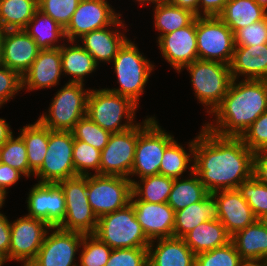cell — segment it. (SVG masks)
Here are the masks:
<instances>
[{"label": "cell", "instance_id": "1", "mask_svg": "<svg viewBox=\"0 0 267 266\" xmlns=\"http://www.w3.org/2000/svg\"><path fill=\"white\" fill-rule=\"evenodd\" d=\"M254 152L240 137H224L204 126L195 137L194 173L209 193L238 189L252 177Z\"/></svg>", "mask_w": 267, "mask_h": 266}, {"label": "cell", "instance_id": "2", "mask_svg": "<svg viewBox=\"0 0 267 266\" xmlns=\"http://www.w3.org/2000/svg\"><path fill=\"white\" fill-rule=\"evenodd\" d=\"M233 79L221 104L213 111L212 123L203 126L224 137H241L267 111V80ZM215 119V120H214Z\"/></svg>", "mask_w": 267, "mask_h": 266}, {"label": "cell", "instance_id": "3", "mask_svg": "<svg viewBox=\"0 0 267 266\" xmlns=\"http://www.w3.org/2000/svg\"><path fill=\"white\" fill-rule=\"evenodd\" d=\"M139 106L131 99L111 92L107 88H90L86 116L101 128L111 133H119L138 124L135 112Z\"/></svg>", "mask_w": 267, "mask_h": 266}, {"label": "cell", "instance_id": "4", "mask_svg": "<svg viewBox=\"0 0 267 266\" xmlns=\"http://www.w3.org/2000/svg\"><path fill=\"white\" fill-rule=\"evenodd\" d=\"M112 62L119 87L107 89L138 105L155 65L140 53L139 47L130 39L118 50Z\"/></svg>", "mask_w": 267, "mask_h": 266}, {"label": "cell", "instance_id": "5", "mask_svg": "<svg viewBox=\"0 0 267 266\" xmlns=\"http://www.w3.org/2000/svg\"><path fill=\"white\" fill-rule=\"evenodd\" d=\"M191 77V84L198 102L205 106L207 114L221 104L233 81L230 66L217 61L195 60L183 67ZM210 113V114H209Z\"/></svg>", "mask_w": 267, "mask_h": 266}, {"label": "cell", "instance_id": "6", "mask_svg": "<svg viewBox=\"0 0 267 266\" xmlns=\"http://www.w3.org/2000/svg\"><path fill=\"white\" fill-rule=\"evenodd\" d=\"M146 117L138 123V139L130 180L134 176L141 179L159 174L165 148L174 140V135L162 129L154 116Z\"/></svg>", "mask_w": 267, "mask_h": 266}, {"label": "cell", "instance_id": "7", "mask_svg": "<svg viewBox=\"0 0 267 266\" xmlns=\"http://www.w3.org/2000/svg\"><path fill=\"white\" fill-rule=\"evenodd\" d=\"M89 93L90 89H85L82 83H65L52 98L48 113L37 120L50 130L71 131L86 116Z\"/></svg>", "mask_w": 267, "mask_h": 266}, {"label": "cell", "instance_id": "8", "mask_svg": "<svg viewBox=\"0 0 267 266\" xmlns=\"http://www.w3.org/2000/svg\"><path fill=\"white\" fill-rule=\"evenodd\" d=\"M94 235L112 249L148 248L151 242L137 221L131 203L99 217Z\"/></svg>", "mask_w": 267, "mask_h": 266}, {"label": "cell", "instance_id": "9", "mask_svg": "<svg viewBox=\"0 0 267 266\" xmlns=\"http://www.w3.org/2000/svg\"><path fill=\"white\" fill-rule=\"evenodd\" d=\"M198 59L229 65L233 59L234 33L218 17H196Z\"/></svg>", "mask_w": 267, "mask_h": 266}, {"label": "cell", "instance_id": "10", "mask_svg": "<svg viewBox=\"0 0 267 266\" xmlns=\"http://www.w3.org/2000/svg\"><path fill=\"white\" fill-rule=\"evenodd\" d=\"M66 200V215L58 226L66 231L94 234L98 217L93 212L87 197V176L77 175L58 182Z\"/></svg>", "mask_w": 267, "mask_h": 266}, {"label": "cell", "instance_id": "11", "mask_svg": "<svg viewBox=\"0 0 267 266\" xmlns=\"http://www.w3.org/2000/svg\"><path fill=\"white\" fill-rule=\"evenodd\" d=\"M131 195L132 182L127 177L99 174L87 176L88 202L98 218L126 207Z\"/></svg>", "mask_w": 267, "mask_h": 266}, {"label": "cell", "instance_id": "12", "mask_svg": "<svg viewBox=\"0 0 267 266\" xmlns=\"http://www.w3.org/2000/svg\"><path fill=\"white\" fill-rule=\"evenodd\" d=\"M74 137L71 131L50 130L48 148L41 168L34 174L38 182L58 183L77 176L73 164Z\"/></svg>", "mask_w": 267, "mask_h": 266}, {"label": "cell", "instance_id": "13", "mask_svg": "<svg viewBox=\"0 0 267 266\" xmlns=\"http://www.w3.org/2000/svg\"><path fill=\"white\" fill-rule=\"evenodd\" d=\"M50 228L44 220L27 215L10 222L8 261L28 266L36 258Z\"/></svg>", "mask_w": 267, "mask_h": 266}, {"label": "cell", "instance_id": "14", "mask_svg": "<svg viewBox=\"0 0 267 266\" xmlns=\"http://www.w3.org/2000/svg\"><path fill=\"white\" fill-rule=\"evenodd\" d=\"M83 235L80 232L51 227L36 258L28 266H78L75 256L80 250Z\"/></svg>", "mask_w": 267, "mask_h": 266}, {"label": "cell", "instance_id": "15", "mask_svg": "<svg viewBox=\"0 0 267 266\" xmlns=\"http://www.w3.org/2000/svg\"><path fill=\"white\" fill-rule=\"evenodd\" d=\"M138 124L130 129L112 133L107 145L101 151L100 175L130 177L136 144Z\"/></svg>", "mask_w": 267, "mask_h": 266}, {"label": "cell", "instance_id": "16", "mask_svg": "<svg viewBox=\"0 0 267 266\" xmlns=\"http://www.w3.org/2000/svg\"><path fill=\"white\" fill-rule=\"evenodd\" d=\"M120 16L107 0H81L64 29L66 41H77L93 30L111 26Z\"/></svg>", "mask_w": 267, "mask_h": 266}, {"label": "cell", "instance_id": "17", "mask_svg": "<svg viewBox=\"0 0 267 266\" xmlns=\"http://www.w3.org/2000/svg\"><path fill=\"white\" fill-rule=\"evenodd\" d=\"M26 201L27 216L44 220L50 227H58L63 222L66 200L58 183H36Z\"/></svg>", "mask_w": 267, "mask_h": 266}, {"label": "cell", "instance_id": "18", "mask_svg": "<svg viewBox=\"0 0 267 266\" xmlns=\"http://www.w3.org/2000/svg\"><path fill=\"white\" fill-rule=\"evenodd\" d=\"M157 39L160 54L177 73L186 65L198 60L196 18L188 26Z\"/></svg>", "mask_w": 267, "mask_h": 266}, {"label": "cell", "instance_id": "19", "mask_svg": "<svg viewBox=\"0 0 267 266\" xmlns=\"http://www.w3.org/2000/svg\"><path fill=\"white\" fill-rule=\"evenodd\" d=\"M130 203L146 237L152 241L173 237L175 211L168 203H147L133 194Z\"/></svg>", "mask_w": 267, "mask_h": 266}, {"label": "cell", "instance_id": "20", "mask_svg": "<svg viewBox=\"0 0 267 266\" xmlns=\"http://www.w3.org/2000/svg\"><path fill=\"white\" fill-rule=\"evenodd\" d=\"M123 21L124 20H122L120 16L111 26L93 30L92 32L83 35L79 38L80 40L77 41H81V46L92 55L98 65L101 62L106 64L107 62L109 64L112 63L118 50L129 39L125 35V32L119 30L122 27L125 31V28L127 27L124 24L125 21Z\"/></svg>", "mask_w": 267, "mask_h": 266}, {"label": "cell", "instance_id": "21", "mask_svg": "<svg viewBox=\"0 0 267 266\" xmlns=\"http://www.w3.org/2000/svg\"><path fill=\"white\" fill-rule=\"evenodd\" d=\"M40 50L34 39L24 29L4 30L3 66L23 76L35 61Z\"/></svg>", "mask_w": 267, "mask_h": 266}, {"label": "cell", "instance_id": "22", "mask_svg": "<svg viewBox=\"0 0 267 266\" xmlns=\"http://www.w3.org/2000/svg\"><path fill=\"white\" fill-rule=\"evenodd\" d=\"M63 77L59 48L40 50L35 61L22 76V89L35 91L59 85Z\"/></svg>", "mask_w": 267, "mask_h": 266}, {"label": "cell", "instance_id": "23", "mask_svg": "<svg viewBox=\"0 0 267 266\" xmlns=\"http://www.w3.org/2000/svg\"><path fill=\"white\" fill-rule=\"evenodd\" d=\"M218 203L219 221L230 236L253 224L257 218L238 189L211 193Z\"/></svg>", "mask_w": 267, "mask_h": 266}, {"label": "cell", "instance_id": "24", "mask_svg": "<svg viewBox=\"0 0 267 266\" xmlns=\"http://www.w3.org/2000/svg\"><path fill=\"white\" fill-rule=\"evenodd\" d=\"M147 251L148 266H195L196 263V254L182 238L152 240Z\"/></svg>", "mask_w": 267, "mask_h": 266}, {"label": "cell", "instance_id": "25", "mask_svg": "<svg viewBox=\"0 0 267 266\" xmlns=\"http://www.w3.org/2000/svg\"><path fill=\"white\" fill-rule=\"evenodd\" d=\"M233 79L267 80V43L235 46L230 64Z\"/></svg>", "mask_w": 267, "mask_h": 266}, {"label": "cell", "instance_id": "26", "mask_svg": "<svg viewBox=\"0 0 267 266\" xmlns=\"http://www.w3.org/2000/svg\"><path fill=\"white\" fill-rule=\"evenodd\" d=\"M208 220H219L218 203L211 193L203 200L175 212L173 237L182 238L197 225Z\"/></svg>", "mask_w": 267, "mask_h": 266}, {"label": "cell", "instance_id": "27", "mask_svg": "<svg viewBox=\"0 0 267 266\" xmlns=\"http://www.w3.org/2000/svg\"><path fill=\"white\" fill-rule=\"evenodd\" d=\"M66 43L64 42L59 48L63 75L71 76L68 82L85 84L83 82L86 75L88 77L95 72L98 64L77 41H66Z\"/></svg>", "mask_w": 267, "mask_h": 266}, {"label": "cell", "instance_id": "28", "mask_svg": "<svg viewBox=\"0 0 267 266\" xmlns=\"http://www.w3.org/2000/svg\"><path fill=\"white\" fill-rule=\"evenodd\" d=\"M182 239L195 254L213 250L231 242V236L219 220H208L197 225Z\"/></svg>", "mask_w": 267, "mask_h": 266}, {"label": "cell", "instance_id": "29", "mask_svg": "<svg viewBox=\"0 0 267 266\" xmlns=\"http://www.w3.org/2000/svg\"><path fill=\"white\" fill-rule=\"evenodd\" d=\"M242 260H267V226L259 219L231 236Z\"/></svg>", "mask_w": 267, "mask_h": 266}, {"label": "cell", "instance_id": "30", "mask_svg": "<svg viewBox=\"0 0 267 266\" xmlns=\"http://www.w3.org/2000/svg\"><path fill=\"white\" fill-rule=\"evenodd\" d=\"M24 30L41 50L60 48L66 42L64 28L39 9Z\"/></svg>", "mask_w": 267, "mask_h": 266}, {"label": "cell", "instance_id": "31", "mask_svg": "<svg viewBox=\"0 0 267 266\" xmlns=\"http://www.w3.org/2000/svg\"><path fill=\"white\" fill-rule=\"evenodd\" d=\"M267 16V11L255 0H229L218 17L232 30L244 28Z\"/></svg>", "mask_w": 267, "mask_h": 266}, {"label": "cell", "instance_id": "32", "mask_svg": "<svg viewBox=\"0 0 267 266\" xmlns=\"http://www.w3.org/2000/svg\"><path fill=\"white\" fill-rule=\"evenodd\" d=\"M194 146L195 139L188 143V150L175 139L165 148L161 159L159 174L173 178H183L187 169L194 172ZM192 157V158H191ZM183 176V177H181Z\"/></svg>", "mask_w": 267, "mask_h": 266}, {"label": "cell", "instance_id": "33", "mask_svg": "<svg viewBox=\"0 0 267 266\" xmlns=\"http://www.w3.org/2000/svg\"><path fill=\"white\" fill-rule=\"evenodd\" d=\"M19 135L26 145L29 168L35 174L45 159L49 142V128L36 120L34 124L22 127Z\"/></svg>", "mask_w": 267, "mask_h": 266}, {"label": "cell", "instance_id": "34", "mask_svg": "<svg viewBox=\"0 0 267 266\" xmlns=\"http://www.w3.org/2000/svg\"><path fill=\"white\" fill-rule=\"evenodd\" d=\"M154 6V27L159 36L188 26L197 16L189 10L172 5L166 0H157Z\"/></svg>", "mask_w": 267, "mask_h": 266}, {"label": "cell", "instance_id": "35", "mask_svg": "<svg viewBox=\"0 0 267 266\" xmlns=\"http://www.w3.org/2000/svg\"><path fill=\"white\" fill-rule=\"evenodd\" d=\"M188 176L185 179H174L167 203L175 212L203 200L209 194L194 172L189 173Z\"/></svg>", "mask_w": 267, "mask_h": 266}, {"label": "cell", "instance_id": "36", "mask_svg": "<svg viewBox=\"0 0 267 266\" xmlns=\"http://www.w3.org/2000/svg\"><path fill=\"white\" fill-rule=\"evenodd\" d=\"M38 9V0H0V28L24 29Z\"/></svg>", "mask_w": 267, "mask_h": 266}, {"label": "cell", "instance_id": "37", "mask_svg": "<svg viewBox=\"0 0 267 266\" xmlns=\"http://www.w3.org/2000/svg\"><path fill=\"white\" fill-rule=\"evenodd\" d=\"M139 181H135V178L131 179L132 194L138 200L147 203H167L174 182L173 178L157 174L141 178Z\"/></svg>", "mask_w": 267, "mask_h": 266}, {"label": "cell", "instance_id": "38", "mask_svg": "<svg viewBox=\"0 0 267 266\" xmlns=\"http://www.w3.org/2000/svg\"><path fill=\"white\" fill-rule=\"evenodd\" d=\"M0 162L22 172L25 177L34 176L30 170L26 145L20 135L14 134L0 147Z\"/></svg>", "mask_w": 267, "mask_h": 266}, {"label": "cell", "instance_id": "39", "mask_svg": "<svg viewBox=\"0 0 267 266\" xmlns=\"http://www.w3.org/2000/svg\"><path fill=\"white\" fill-rule=\"evenodd\" d=\"M80 249L78 266H105L112 252V248L94 234L83 235Z\"/></svg>", "mask_w": 267, "mask_h": 266}, {"label": "cell", "instance_id": "40", "mask_svg": "<svg viewBox=\"0 0 267 266\" xmlns=\"http://www.w3.org/2000/svg\"><path fill=\"white\" fill-rule=\"evenodd\" d=\"M101 151L81 140L74 139L73 164L76 175H100Z\"/></svg>", "mask_w": 267, "mask_h": 266}, {"label": "cell", "instance_id": "41", "mask_svg": "<svg viewBox=\"0 0 267 266\" xmlns=\"http://www.w3.org/2000/svg\"><path fill=\"white\" fill-rule=\"evenodd\" d=\"M74 139L86 142L102 151L107 145L111 132L101 128L89 117L81 118L71 130Z\"/></svg>", "mask_w": 267, "mask_h": 266}, {"label": "cell", "instance_id": "42", "mask_svg": "<svg viewBox=\"0 0 267 266\" xmlns=\"http://www.w3.org/2000/svg\"><path fill=\"white\" fill-rule=\"evenodd\" d=\"M241 261L234 244L229 242L225 246L196 254L195 266H239Z\"/></svg>", "mask_w": 267, "mask_h": 266}, {"label": "cell", "instance_id": "43", "mask_svg": "<svg viewBox=\"0 0 267 266\" xmlns=\"http://www.w3.org/2000/svg\"><path fill=\"white\" fill-rule=\"evenodd\" d=\"M238 190L242 197L251 207L253 214L259 219L267 212V184L260 183L251 177L247 181L242 182Z\"/></svg>", "mask_w": 267, "mask_h": 266}, {"label": "cell", "instance_id": "44", "mask_svg": "<svg viewBox=\"0 0 267 266\" xmlns=\"http://www.w3.org/2000/svg\"><path fill=\"white\" fill-rule=\"evenodd\" d=\"M81 0H38V9L49 15L64 29L70 23Z\"/></svg>", "mask_w": 267, "mask_h": 266}, {"label": "cell", "instance_id": "45", "mask_svg": "<svg viewBox=\"0 0 267 266\" xmlns=\"http://www.w3.org/2000/svg\"><path fill=\"white\" fill-rule=\"evenodd\" d=\"M235 46H251L267 43V16L234 32Z\"/></svg>", "mask_w": 267, "mask_h": 266}, {"label": "cell", "instance_id": "46", "mask_svg": "<svg viewBox=\"0 0 267 266\" xmlns=\"http://www.w3.org/2000/svg\"><path fill=\"white\" fill-rule=\"evenodd\" d=\"M105 266H148L147 248L112 249Z\"/></svg>", "mask_w": 267, "mask_h": 266}, {"label": "cell", "instance_id": "47", "mask_svg": "<svg viewBox=\"0 0 267 266\" xmlns=\"http://www.w3.org/2000/svg\"><path fill=\"white\" fill-rule=\"evenodd\" d=\"M252 151L267 148V111L262 113L240 137Z\"/></svg>", "mask_w": 267, "mask_h": 266}, {"label": "cell", "instance_id": "48", "mask_svg": "<svg viewBox=\"0 0 267 266\" xmlns=\"http://www.w3.org/2000/svg\"><path fill=\"white\" fill-rule=\"evenodd\" d=\"M22 89V76L5 66L0 67V108Z\"/></svg>", "mask_w": 267, "mask_h": 266}, {"label": "cell", "instance_id": "49", "mask_svg": "<svg viewBox=\"0 0 267 266\" xmlns=\"http://www.w3.org/2000/svg\"><path fill=\"white\" fill-rule=\"evenodd\" d=\"M252 177L267 184V148L254 152Z\"/></svg>", "mask_w": 267, "mask_h": 266}, {"label": "cell", "instance_id": "50", "mask_svg": "<svg viewBox=\"0 0 267 266\" xmlns=\"http://www.w3.org/2000/svg\"><path fill=\"white\" fill-rule=\"evenodd\" d=\"M10 220L4 213H0V259L6 264L10 247Z\"/></svg>", "mask_w": 267, "mask_h": 266}, {"label": "cell", "instance_id": "51", "mask_svg": "<svg viewBox=\"0 0 267 266\" xmlns=\"http://www.w3.org/2000/svg\"><path fill=\"white\" fill-rule=\"evenodd\" d=\"M25 175L19 170L0 162V188L8 194V188L15 185Z\"/></svg>", "mask_w": 267, "mask_h": 266}, {"label": "cell", "instance_id": "52", "mask_svg": "<svg viewBox=\"0 0 267 266\" xmlns=\"http://www.w3.org/2000/svg\"><path fill=\"white\" fill-rule=\"evenodd\" d=\"M229 0H199L198 17L218 16Z\"/></svg>", "mask_w": 267, "mask_h": 266}, {"label": "cell", "instance_id": "53", "mask_svg": "<svg viewBox=\"0 0 267 266\" xmlns=\"http://www.w3.org/2000/svg\"><path fill=\"white\" fill-rule=\"evenodd\" d=\"M168 3L189 10L198 17L199 0H166Z\"/></svg>", "mask_w": 267, "mask_h": 266}, {"label": "cell", "instance_id": "54", "mask_svg": "<svg viewBox=\"0 0 267 266\" xmlns=\"http://www.w3.org/2000/svg\"><path fill=\"white\" fill-rule=\"evenodd\" d=\"M9 125L6 119L0 118V147L13 135Z\"/></svg>", "mask_w": 267, "mask_h": 266}, {"label": "cell", "instance_id": "55", "mask_svg": "<svg viewBox=\"0 0 267 266\" xmlns=\"http://www.w3.org/2000/svg\"><path fill=\"white\" fill-rule=\"evenodd\" d=\"M239 266H267V260H242Z\"/></svg>", "mask_w": 267, "mask_h": 266}, {"label": "cell", "instance_id": "56", "mask_svg": "<svg viewBox=\"0 0 267 266\" xmlns=\"http://www.w3.org/2000/svg\"><path fill=\"white\" fill-rule=\"evenodd\" d=\"M3 34H4V30L0 28V67L3 66V62H2Z\"/></svg>", "mask_w": 267, "mask_h": 266}, {"label": "cell", "instance_id": "57", "mask_svg": "<svg viewBox=\"0 0 267 266\" xmlns=\"http://www.w3.org/2000/svg\"><path fill=\"white\" fill-rule=\"evenodd\" d=\"M6 197H7V193L0 188V208H2L4 206ZM0 213H1V211H0Z\"/></svg>", "mask_w": 267, "mask_h": 266}, {"label": "cell", "instance_id": "58", "mask_svg": "<svg viewBox=\"0 0 267 266\" xmlns=\"http://www.w3.org/2000/svg\"><path fill=\"white\" fill-rule=\"evenodd\" d=\"M134 1H136V2H139V4H142L143 5V7H144V5L145 4H153L154 2H156L157 0H134ZM145 3V4H144Z\"/></svg>", "mask_w": 267, "mask_h": 266}, {"label": "cell", "instance_id": "59", "mask_svg": "<svg viewBox=\"0 0 267 266\" xmlns=\"http://www.w3.org/2000/svg\"><path fill=\"white\" fill-rule=\"evenodd\" d=\"M255 1L267 11V0H255Z\"/></svg>", "mask_w": 267, "mask_h": 266}, {"label": "cell", "instance_id": "60", "mask_svg": "<svg viewBox=\"0 0 267 266\" xmlns=\"http://www.w3.org/2000/svg\"><path fill=\"white\" fill-rule=\"evenodd\" d=\"M259 220L265 225L267 226V212L264 213L260 218Z\"/></svg>", "mask_w": 267, "mask_h": 266}, {"label": "cell", "instance_id": "61", "mask_svg": "<svg viewBox=\"0 0 267 266\" xmlns=\"http://www.w3.org/2000/svg\"><path fill=\"white\" fill-rule=\"evenodd\" d=\"M4 262L0 259V266H3Z\"/></svg>", "mask_w": 267, "mask_h": 266}]
</instances>
